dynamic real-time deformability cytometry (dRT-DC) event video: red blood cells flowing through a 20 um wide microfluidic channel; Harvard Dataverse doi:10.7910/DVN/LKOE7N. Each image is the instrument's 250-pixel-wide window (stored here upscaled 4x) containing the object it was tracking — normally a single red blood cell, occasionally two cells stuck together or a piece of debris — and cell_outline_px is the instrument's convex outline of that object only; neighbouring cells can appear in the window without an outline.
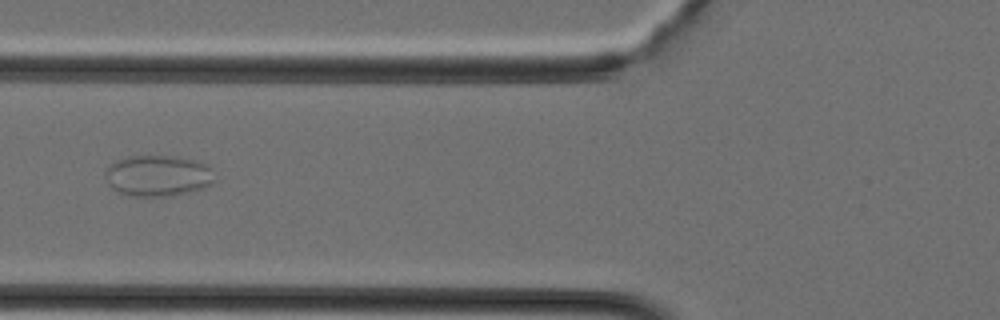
{"species": "Egyptian fruit bat (a non-hibernating species)", "species_latin": "Rousettus aegyptiacus", "temperature_condition": "cold", "stored_images_in_passage": 36, "camera_frame_rate_fps": 3000, "um_per_image_px": 0.085, "animal": {"sex": "female"}, "frame": {"image": 1, "passage_image": 13, "time_ms": 4.0, "image_size_px": [1000, 320], "cell_outline_px": [[216, 180], [212, 184], [204, 188], [172, 196], [132, 196], [120, 192], [112, 188], [108, 184], [104, 172], [108, 164], [116, 160], [128, 156], [180, 156], [196, 160], [208, 164], [212, 168]], "centroid_in_image_um": [13.45, 14.92], "position_along_channel_um": 112.3, "area_um2": 26.7}}
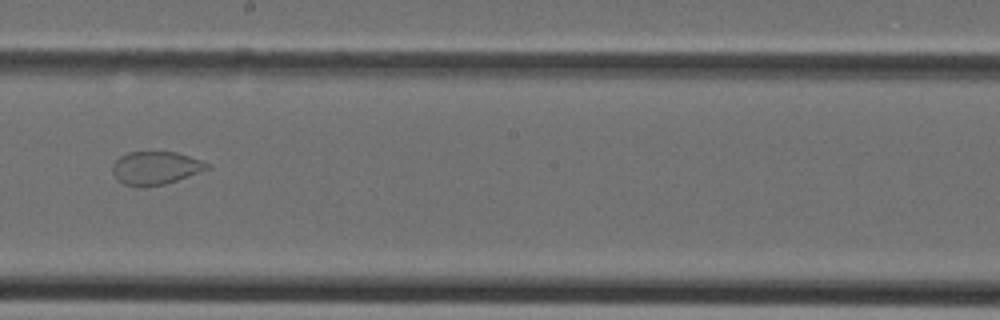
{"frame": {"image": 2, "passage_image": 20, "time_ms": 6.333, "image_size_px": [1000, 320], "cell_outline_px": [[212, 168], [164, 184], [140, 188], [124, 184], [116, 180], [112, 172], [112, 164], [120, 156], [128, 152], [176, 152], [200, 160], [208, 164]], "centroid_in_image_um": [13.18, 14.29], "position_along_channel_um": 235.0, "area_um2": 18.32}}
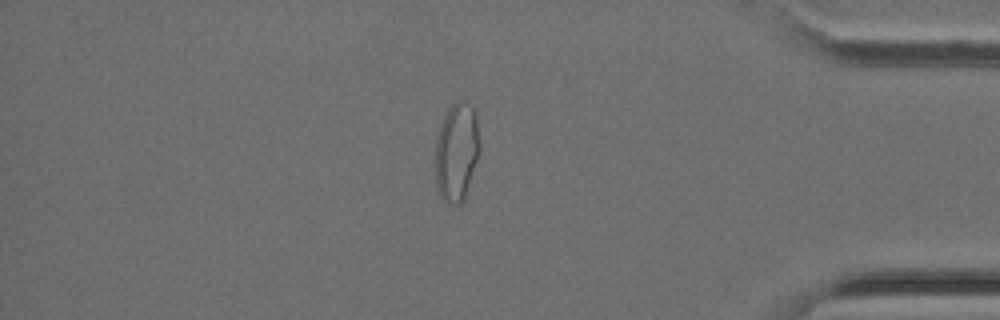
{"frame": {"image": 3, "passage_image": 31, "time_ms": 10.0, "image_size_px": [1000, 320], "cell_outline_px": [[480, 148], [464, 200], [460, 204], [448, 204], [440, 196], [436, 184], [436, 140], [444, 116], [448, 108], [456, 100], [464, 100], [472, 104], [476, 112], [480, 144]], "centroid_in_image_um": [38.83, 12.87], "position_along_channel_um": 396.4, "area_um2": 25.55}}